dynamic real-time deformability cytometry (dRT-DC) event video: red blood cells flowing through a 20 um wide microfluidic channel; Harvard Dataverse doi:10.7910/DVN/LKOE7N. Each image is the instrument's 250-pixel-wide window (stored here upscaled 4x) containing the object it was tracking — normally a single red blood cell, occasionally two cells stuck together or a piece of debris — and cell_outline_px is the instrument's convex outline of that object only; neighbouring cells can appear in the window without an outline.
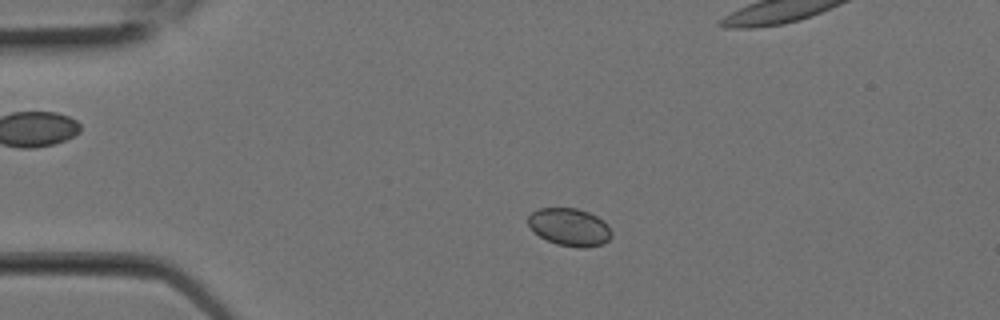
{"species": "Egyptian fruit bat (a non-hibernating species)", "species_latin": "Rousettus aegyptiacus", "temperature_condition": "room temperature", "stored_images_in_passage": 2, "camera_frame_rate_fps": 3000, "um_per_image_px": 0.085, "animal": {"sex": "female"}, "frame": {"image": 1, "passage_image": 2, "time_ms": 0.333, "image_size_px": [1000, 320], "cell_outline_px": [[612, 236], [604, 244], [584, 248], [580, 248], [556, 244], [540, 236], [528, 224], [528, 216], [532, 212], [540, 208], [576, 208], [588, 212], [604, 220], [608, 224], [612, 232]], "centroid_in_image_um": [48.45, 19.3], "position_along_channel_um": 36.5, "area_um2": 18.32}}